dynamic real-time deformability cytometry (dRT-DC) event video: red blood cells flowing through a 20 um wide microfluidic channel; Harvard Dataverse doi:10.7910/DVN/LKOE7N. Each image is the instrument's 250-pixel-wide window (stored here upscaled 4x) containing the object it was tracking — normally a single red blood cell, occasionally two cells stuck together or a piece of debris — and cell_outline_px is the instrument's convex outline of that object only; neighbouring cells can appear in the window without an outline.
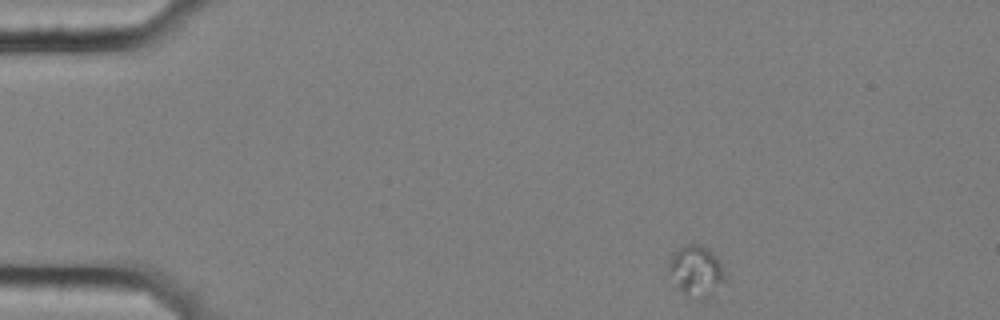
{"species": "common noctule bat (a hibernating species)", "species_latin": "Nyctalus noctula", "temperature_condition": "cold", "stored_images_in_passage": 50, "camera_frame_rate_fps": 3000, "um_per_image_px": 0.085, "animal": {"sex": "female", "body_mass_g": 25.1}, "frame": {"image": 1, "passage_image": 1, "time_ms": 0.0, "image_size_px": [1000, 320], "cell_outline_px": [[724, 280], [708, 300], [692, 300], [684, 296], [668, 272], [668, 264], [672, 256], [680, 248], [688, 244], [700, 244], [708, 248], [712, 252], [720, 264], [724, 276]], "centroid_in_image_um": [59.15, 23.1], "position_along_channel_um": 25.8, "area_um2": 16.65}}
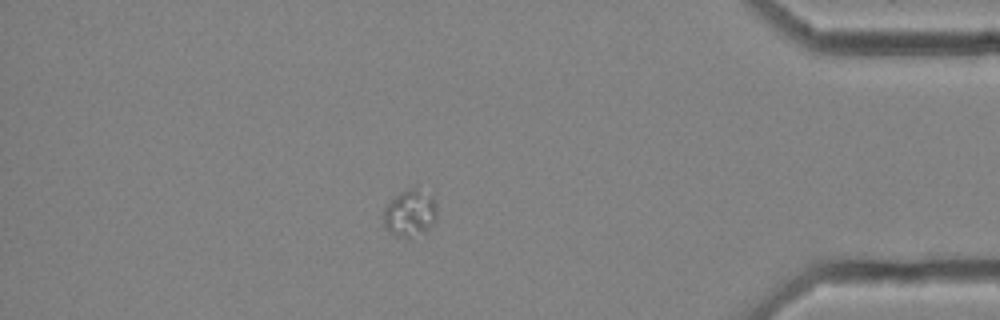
{"frame": {"image": 2, "passage_image": 43, "time_ms": 14.0, "image_size_px": [1000, 320], "cell_outline_px": [[436, 220], [424, 232], [408, 236], [396, 236], [384, 228], [384, 208], [404, 188], [416, 188], [432, 196], [436, 204]], "centroid_in_image_um": [34.84, 18.09], "position_along_channel_um": 400.4, "area_um2": 14.33}}